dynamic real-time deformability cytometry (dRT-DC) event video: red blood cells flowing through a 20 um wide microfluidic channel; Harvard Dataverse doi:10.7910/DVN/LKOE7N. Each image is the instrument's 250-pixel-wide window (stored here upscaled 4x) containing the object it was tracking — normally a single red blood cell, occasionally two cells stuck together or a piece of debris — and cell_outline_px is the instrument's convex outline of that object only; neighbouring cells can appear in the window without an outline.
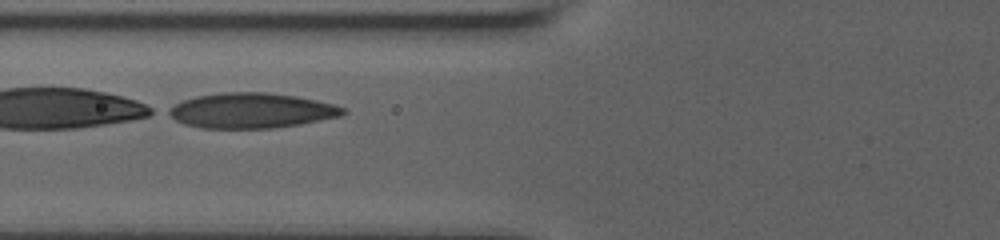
{"species": "human", "species_latin": "Homo sapiens", "temperature_condition": "room temperature", "stored_images_in_passage": 18, "segment_of_instrument_passage": [2, 2], "camera_frame_rate_fps": 3000, "um_per_image_px": 0.085, "donor": {"sex": "male"}, "frame": {"image": 1, "passage_image": 9, "time_ms": 4.0, "image_size_px": [1000, 240], "cell_outline_px": [[348, 112], [340, 116], [300, 124], [272, 128], [204, 128], [184, 124], [176, 120], [164, 112], [168, 108], [184, 100], [196, 96], [220, 92], [264, 92], [296, 96], [316, 100], [332, 104], [344, 108]], "centroid_in_image_um": [21.34, 9.39], "position_along_channel_um": 104.5, "area_um2": 35.66}}
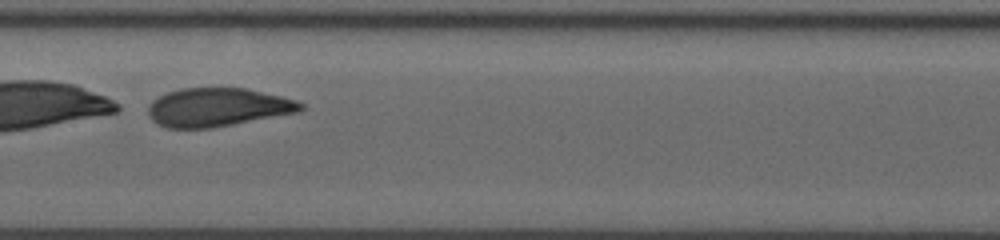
{"frame": {"image": 2, "passage_image": 14, "time_ms": 6.333, "image_size_px": [1000, 240], "cell_outline_px": [[304, 108], [300, 112], [212, 128], [168, 128], [152, 120], [148, 116], [148, 108], [152, 100], [168, 92], [184, 88], [244, 88], [280, 96], [296, 100], [304, 104]], "centroid_in_image_um": [18.51, 9.12], "position_along_channel_um": 188.9, "area_um2": 34.1}}